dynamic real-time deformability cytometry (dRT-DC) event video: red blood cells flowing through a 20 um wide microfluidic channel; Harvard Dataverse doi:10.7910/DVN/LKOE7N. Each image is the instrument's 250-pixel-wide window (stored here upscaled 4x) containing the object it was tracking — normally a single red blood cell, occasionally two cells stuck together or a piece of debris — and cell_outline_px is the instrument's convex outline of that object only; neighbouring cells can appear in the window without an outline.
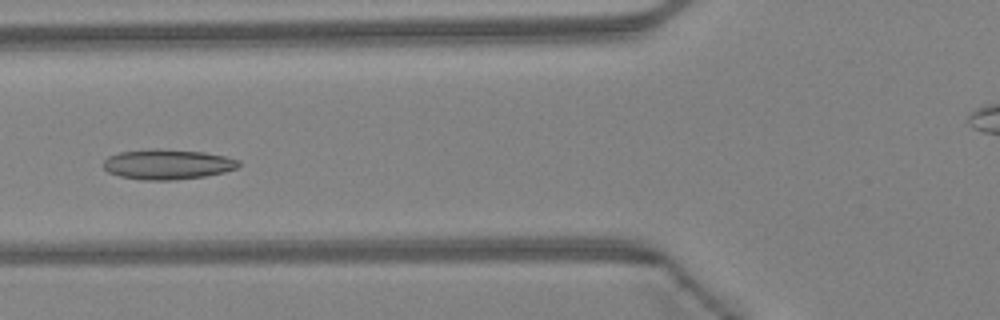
{"species": "Egyptian fruit bat (a non-hibernating species)", "species_latin": "Rousettus aegyptiacus", "temperature_condition": "warm", "stored_images_in_passage": 40, "camera_frame_rate_fps": 3000, "um_per_image_px": 0.085, "animal": {"sex": "female"}, "frame": {"image": 1, "passage_image": 10, "time_ms": 3.0, "image_size_px": [1000, 320], "cell_outline_px": [[240, 164], [236, 168], [224, 172], [204, 176], [176, 180], [144, 180], [120, 176], [108, 172], [104, 168], [104, 160], [108, 156], [120, 152], [148, 148], [160, 148], [204, 152], [224, 156], [240, 160]], "centroid_in_image_um": [14.23, 13.95], "position_along_channel_um": 111.6, "area_um2": 23.87}}
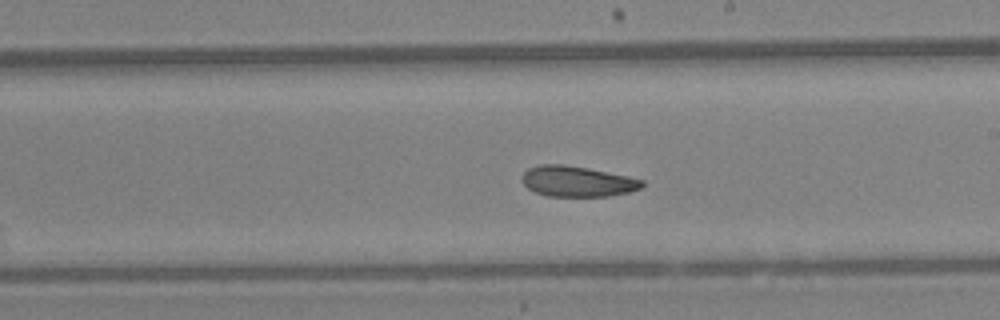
{"frame": {"image": 2, "passage_image": 19, "time_ms": 6.0, "image_size_px": [1000, 320], "cell_outline_px": [[644, 184], [640, 188], [628, 192], [608, 196], [548, 196], [536, 192], [528, 188], [524, 184], [524, 172], [528, 168], [540, 164], [564, 164], [588, 168], [628, 176], [644, 180]], "centroid_in_image_um": [49.08, 15.41], "position_along_channel_um": 239.9, "area_um2": 21.21}}
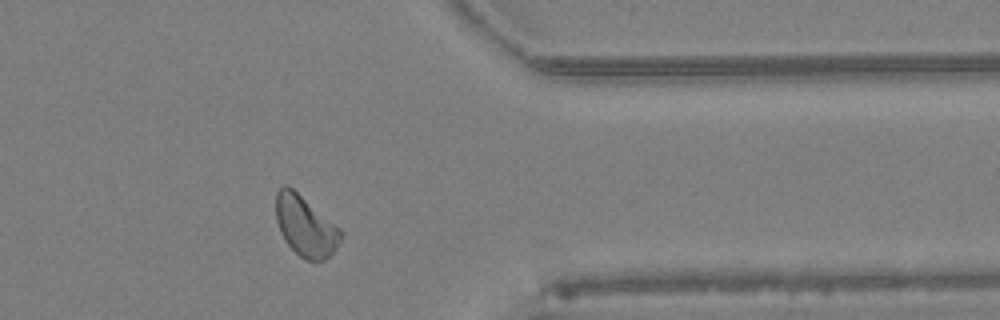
{"frame": {"image": 3, "passage_image": 30, "time_ms": 9.667, "image_size_px": [1000, 320], "cell_outline_px": [[344, 232], [336, 248], [324, 260], [308, 260], [300, 256], [284, 240], [280, 232], [276, 220], [276, 192], [284, 184], [288, 184], [340, 228]], "centroid_in_image_um": [25.95, 19.19], "position_along_channel_um": 385.5, "area_um2": 22.66}, "authors_computed_cell_mechanics": {"area_um2": 22.3686, "velocity_mm_per_s": 4.313, "shape_relaxation_time_tau1_ms": 9.1243, "shape_relaxation_time_tau2_ms": 4.3212, "deformation_change_tau1": 0.1344, "deformation_change_tau2": 0.0951}}